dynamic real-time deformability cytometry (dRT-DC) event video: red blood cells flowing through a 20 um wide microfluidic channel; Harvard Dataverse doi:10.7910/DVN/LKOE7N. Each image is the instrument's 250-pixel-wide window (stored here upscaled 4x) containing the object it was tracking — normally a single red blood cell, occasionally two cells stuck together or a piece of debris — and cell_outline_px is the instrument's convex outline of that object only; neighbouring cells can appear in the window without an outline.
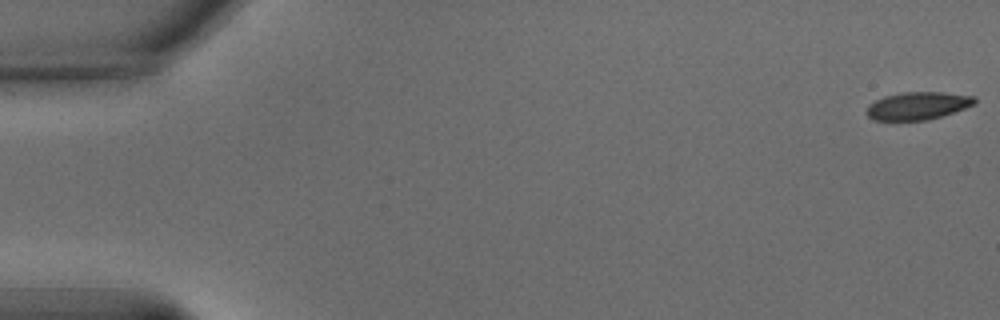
{"species": "common noctule bat (a hibernating species)", "species_latin": "Nyctalus noctula", "temperature_condition": "warm", "stored_images_in_passage": 11, "camera_frame_rate_fps": 3000, "um_per_image_px": 0.085, "animal": {"sex": "male", "body_mass_g": 15.6}, "frame": {"image": 1, "passage_image": 1, "time_ms": 0.0, "image_size_px": [1000, 320], "cell_outline_px": [[976, 104], [928, 120], [872, 120], [864, 112], [868, 104], [884, 96], [900, 92], [944, 92], [976, 96]], "centroid_in_image_um": [77.98, 8.98], "position_along_channel_um": 7.0, "area_um2": 17.57}}